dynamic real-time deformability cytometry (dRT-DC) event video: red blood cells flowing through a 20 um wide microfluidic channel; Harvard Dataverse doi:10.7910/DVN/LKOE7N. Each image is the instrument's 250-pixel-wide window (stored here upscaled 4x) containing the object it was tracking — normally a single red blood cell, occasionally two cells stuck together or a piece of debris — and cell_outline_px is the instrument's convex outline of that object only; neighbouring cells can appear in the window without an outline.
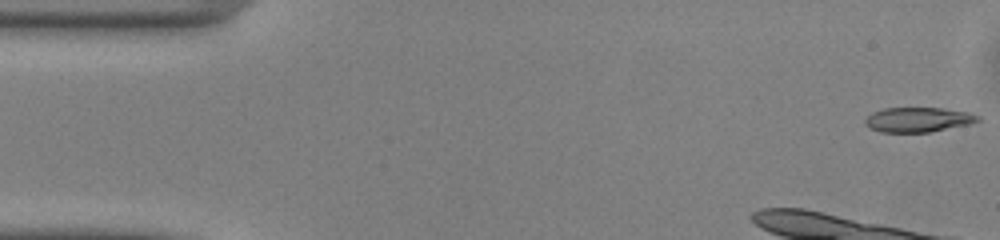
{"species": "common noctule bat (a hibernating species)", "species_latin": "Nyctalus noctula", "temperature_condition": "warm", "stored_images_in_passage": 10, "camera_frame_rate_fps": 3000, "um_per_image_px": 0.085, "animal": {"sex": "male", "body_mass_g": 13.0, "forearm_length_mm": 53.1}, "frame": {"image": 1, "passage_image": 1, "time_ms": 0.0, "image_size_px": [1000, 240], "cell_outline_px": [[976, 120], [964, 124], [928, 132], [884, 132], [872, 128], [868, 124], [868, 116], [876, 112], [888, 108], [936, 108], [960, 112], [976, 116]], "centroid_in_image_um": [77.95, 10.18], "position_along_channel_um": 7.1, "area_um2": 14.91}}